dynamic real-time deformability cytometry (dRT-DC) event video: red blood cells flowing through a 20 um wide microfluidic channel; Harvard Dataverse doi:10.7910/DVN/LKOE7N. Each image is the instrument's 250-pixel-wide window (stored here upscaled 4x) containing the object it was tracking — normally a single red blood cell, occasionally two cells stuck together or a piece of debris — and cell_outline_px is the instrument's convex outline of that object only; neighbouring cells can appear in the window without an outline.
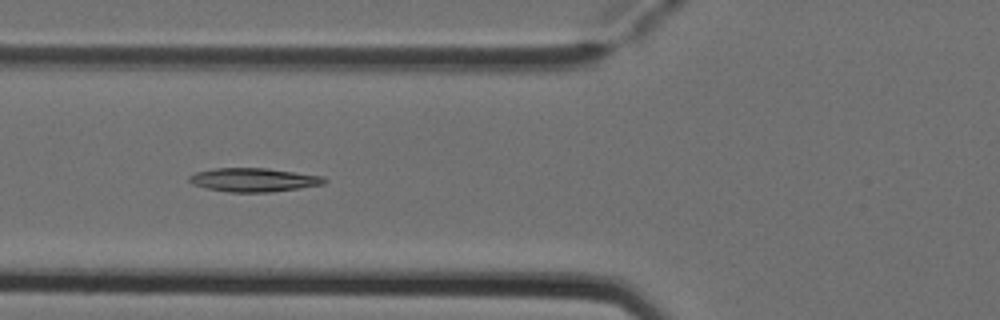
{"species": "Egyptian fruit bat (a non-hibernating species)", "species_latin": "Rousettus aegyptiacus", "temperature_condition": "cold", "stored_images_in_passage": 5, "camera_frame_rate_fps": 3000, "um_per_image_px": 0.085, "animal": {"sex": "female"}, "frame": {"image": 1, "passage_image": 5, "time_ms": 1.333, "image_size_px": [1000, 320], "cell_outline_px": [[328, 180], [324, 184], [300, 188], [272, 192], [228, 192], [204, 188], [192, 184], [188, 180], [188, 176], [196, 172], [212, 168], [268, 168], [324, 176]], "centroid_in_image_um": [21.55, 15.29], "position_along_channel_um": 104.2, "area_um2": 18.9}}